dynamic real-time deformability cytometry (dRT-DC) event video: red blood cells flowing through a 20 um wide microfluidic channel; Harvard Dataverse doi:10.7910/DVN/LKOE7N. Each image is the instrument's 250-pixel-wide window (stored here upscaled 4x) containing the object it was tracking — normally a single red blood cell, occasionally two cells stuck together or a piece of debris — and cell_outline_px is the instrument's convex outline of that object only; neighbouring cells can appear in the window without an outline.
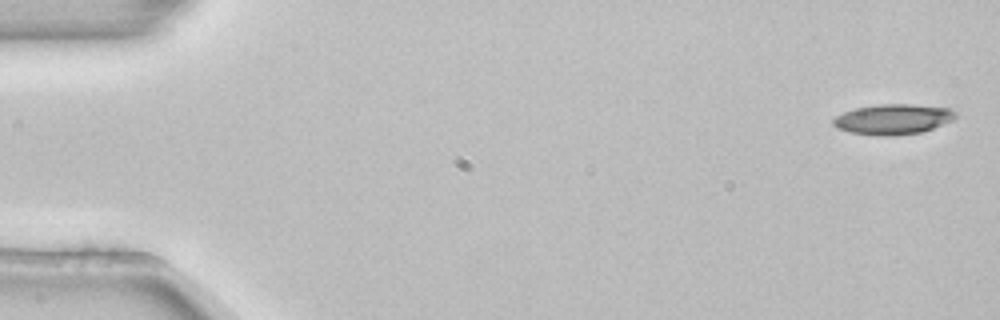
{"species": "common noctule bat (a hibernating species)", "species_latin": "Nyctalus noctula", "temperature_condition": "room temperature", "stored_images_in_passage": 5, "camera_frame_rate_fps": 3000, "um_per_image_px": 0.085, "animal": {"sex": "female", "body_mass_g": 22.7, "forearm_length_mm": 54.2}, "frame": {"image": 1, "passage_image": 1, "time_ms": 0.0, "image_size_px": [1000, 320], "cell_outline_px": [[956, 116], [952, 120], [932, 128], [920, 132], [888, 136], [876, 136], [848, 132], [836, 128], [832, 124], [832, 120], [836, 116], [844, 112], [856, 108], [880, 104], [912, 104], [948, 108], [956, 112]], "centroid_in_image_um": [75.86, 10.14], "position_along_channel_um": 9.1, "area_um2": 21.5}}
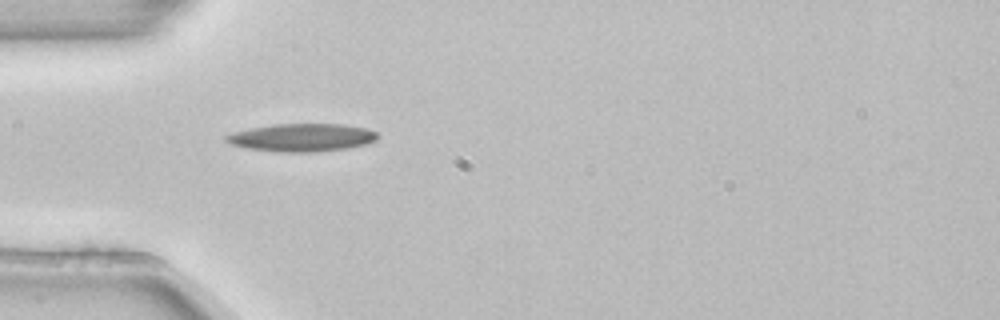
{"frame": {"image": 2, "passage_image": 5, "time_ms": 1.333, "image_size_px": [1000, 320], "cell_outline_px": [[376, 140], [368, 144], [348, 148], [320, 152], [276, 152], [244, 148], [232, 144], [224, 140], [224, 136], [232, 132], [272, 124], [344, 124], [364, 128], [376, 132]], "centroid_in_image_um": [25.63, 11.7], "position_along_channel_um": 59.4, "area_um2": 24.8}}